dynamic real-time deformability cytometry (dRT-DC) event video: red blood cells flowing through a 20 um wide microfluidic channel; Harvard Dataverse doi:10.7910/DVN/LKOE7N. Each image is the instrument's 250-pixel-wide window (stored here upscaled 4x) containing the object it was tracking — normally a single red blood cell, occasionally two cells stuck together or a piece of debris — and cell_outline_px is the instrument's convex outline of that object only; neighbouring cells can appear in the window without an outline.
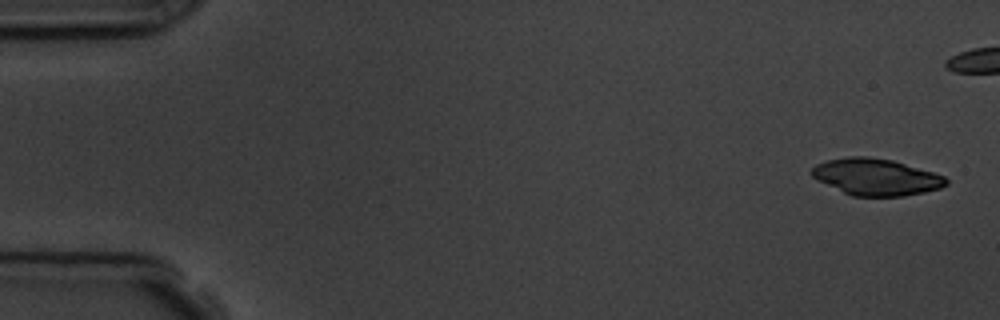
{"species": "common noctule bat (a hibernating species)", "species_latin": "Nyctalus noctula", "temperature_condition": "room temperature", "stored_images_in_passage": 5, "camera_frame_rate_fps": 3000, "um_per_image_px": 0.085, "animal": {"sex": "male", "body_mass_g": 19.5, "forearm_length_mm": 54.6}, "frame": {"image": 1, "passage_image": 1, "time_ms": 0.0, "image_size_px": [1000, 320], "cell_outline_px": [[948, 184], [940, 188], [924, 192], [904, 196], [852, 196], [812, 176], [812, 168], [816, 164], [828, 160], [848, 156], [868, 156], [892, 160], [932, 172], [944, 176], [948, 180]], "centroid_in_image_um": [74.49, 15.04], "position_along_channel_um": 10.5, "area_um2": 28.32}}